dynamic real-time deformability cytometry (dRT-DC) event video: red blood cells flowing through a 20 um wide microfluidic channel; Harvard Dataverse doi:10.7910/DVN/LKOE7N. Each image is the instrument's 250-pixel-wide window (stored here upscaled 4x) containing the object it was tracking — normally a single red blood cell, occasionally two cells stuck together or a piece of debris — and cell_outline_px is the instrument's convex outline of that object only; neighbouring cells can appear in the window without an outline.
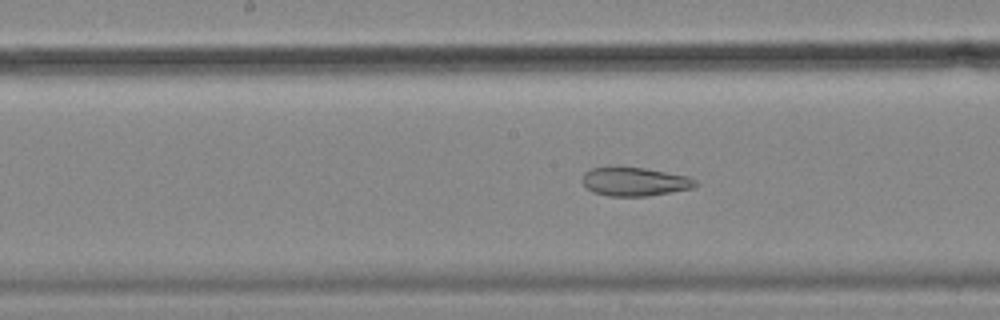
{"species": "common noctule bat (a hibernating species)", "species_latin": "Nyctalus noctula", "temperature_condition": "cold", "stored_images_in_passage": 33, "camera_frame_rate_fps": 3000, "um_per_image_px": 0.085, "animal": {"sex": "female", "body_mass_g": 18.4}, "frame": {"image": 1, "passage_image": 28, "time_ms": 9.0, "image_size_px": [1000, 320], "cell_outline_px": [[700, 184], [692, 188], [648, 196], [608, 196], [592, 192], [580, 180], [584, 172], [592, 168], [644, 168], [688, 176], [696, 180]], "centroid_in_image_um": [53.95, 15.45], "position_along_channel_um": 194.2, "area_um2": 18.73}}
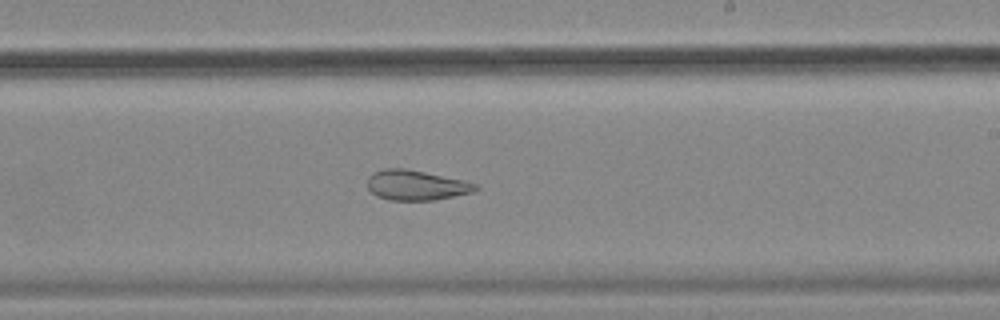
{"frame": {"image": 2, "passage_image": 33, "time_ms": 10.667, "image_size_px": [1000, 320], "cell_outline_px": [[480, 188], [472, 192], [436, 200], [388, 200], [376, 196], [368, 188], [368, 176], [384, 168], [404, 168], [464, 180], [476, 184]], "centroid_in_image_um": [35.37, 15.75], "position_along_channel_um": 253.6, "area_um2": 18.84}}